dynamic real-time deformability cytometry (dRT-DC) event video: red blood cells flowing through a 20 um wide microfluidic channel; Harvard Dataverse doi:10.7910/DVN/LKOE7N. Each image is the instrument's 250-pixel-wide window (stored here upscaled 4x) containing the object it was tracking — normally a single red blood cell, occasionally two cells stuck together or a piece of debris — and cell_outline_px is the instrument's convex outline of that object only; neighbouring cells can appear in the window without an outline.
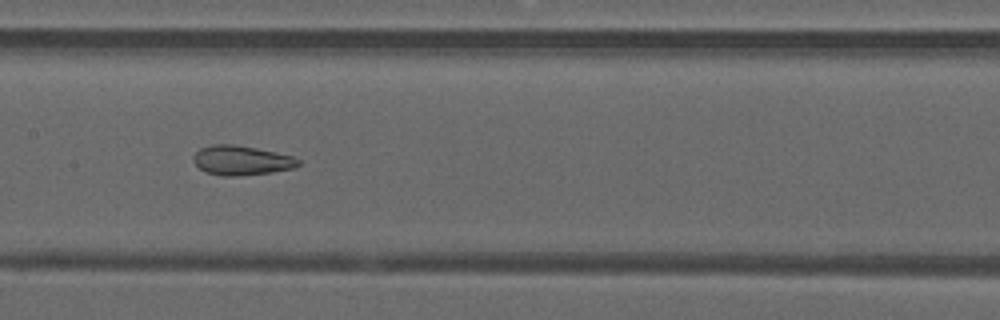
{"species": "common noctule bat (a hibernating species)", "species_latin": "Nyctalus noctula", "temperature_condition": "warm", "stored_images_in_passage": 49, "camera_frame_rate_fps": 3000, "um_per_image_px": 0.085, "animal": {"sex": "male", "forearm_length_mm": 52.5}, "frame": {"image": 1, "passage_image": 24, "time_ms": 7.667, "image_size_px": [1000, 320], "cell_outline_px": [[300, 164], [292, 168], [272, 172], [236, 176], [220, 176], [204, 172], [192, 160], [192, 156], [200, 148], [212, 144], [232, 144], [256, 148], [292, 156], [300, 160]], "centroid_in_image_um": [20.47, 13.63], "position_along_channel_um": 186.9, "area_um2": 18.03}}
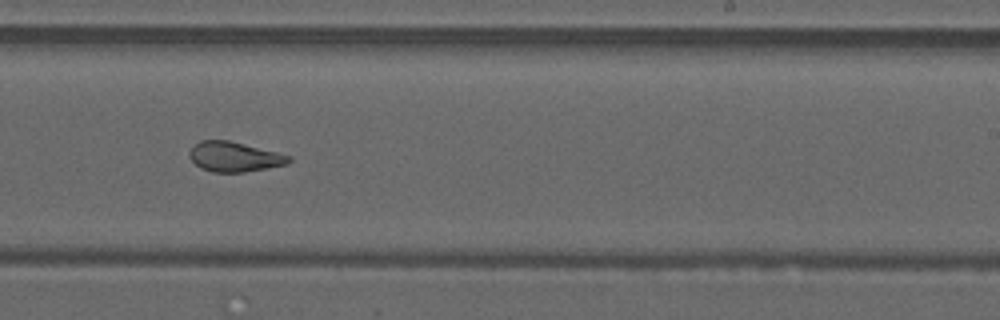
{"frame": {"image": 2, "passage_image": 30, "time_ms": 9.667, "image_size_px": [1000, 320], "cell_outline_px": [[292, 160], [288, 164], [268, 168], [244, 172], [212, 172], [200, 168], [188, 156], [188, 152], [200, 140], [228, 140], [292, 156]], "centroid_in_image_um": [19.92, 13.33], "position_along_channel_um": 269.1, "area_um2": 17.28}}
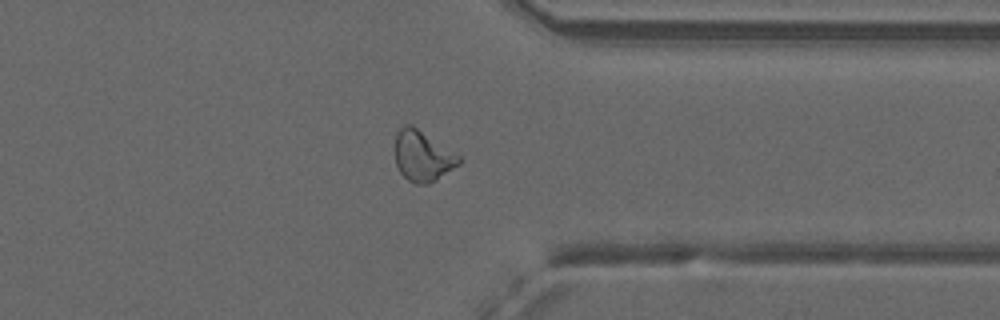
{"frame": {"image": 3, "passage_image": 38, "time_ms": 12.333, "image_size_px": [1000, 320], "cell_outline_px": [[460, 164], [436, 180], [428, 184], [416, 184], [408, 180], [400, 172], [396, 164], [396, 132], [400, 128], [408, 124], [412, 124], [460, 156]], "centroid_in_image_um": [35.92, 13.27], "position_along_channel_um": 375.5, "area_um2": 18.67}, "authors_computed_cell_mechanics": {"area_um2": 20.4034, "velocity_mm_per_s": 4.1433, "shape_relaxation_time_tau1_ms": null, "shape_relaxation_time_tau2_ms": 1.6299, "deformation_change_tau1": null, "deformation_change_tau2": 0.0971}}